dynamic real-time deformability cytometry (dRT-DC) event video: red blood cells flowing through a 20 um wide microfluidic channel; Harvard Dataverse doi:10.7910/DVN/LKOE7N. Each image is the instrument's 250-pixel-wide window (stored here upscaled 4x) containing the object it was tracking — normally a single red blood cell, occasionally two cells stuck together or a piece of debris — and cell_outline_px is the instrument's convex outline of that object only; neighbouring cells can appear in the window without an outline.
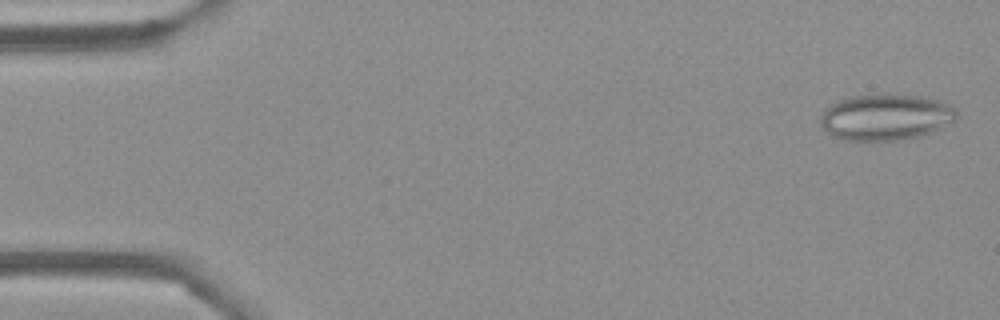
{"species": "Egyptian fruit bat (a non-hibernating species)", "species_latin": "Rousettus aegyptiacus", "temperature_condition": "cold", "stored_images_in_passage": 54, "camera_frame_rate_fps": 3000, "um_per_image_px": 0.085, "frame": {"image": 1, "passage_image": 2, "time_ms": 0.333, "image_size_px": [1000, 320], "cell_outline_px": [[960, 116], [956, 120], [932, 132], [920, 136], [896, 140], [844, 140], [832, 136], [820, 124], [820, 116], [824, 108], [828, 104], [848, 96], [884, 92], [888, 92], [924, 96], [940, 100], [952, 104], [956, 108]], "centroid_in_image_um": [75.31, 9.9], "position_along_channel_um": 9.7, "area_um2": 37.86}}
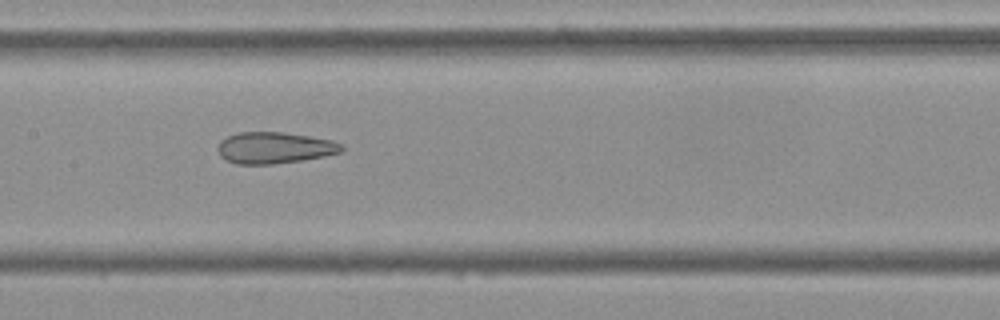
{"frame": {"image": 2, "passage_image": 26, "time_ms": 8.333, "image_size_px": [1000, 320], "cell_outline_px": [[344, 148], [340, 152], [324, 156], [300, 160], [272, 164], [236, 164], [224, 160], [220, 156], [216, 148], [220, 140], [228, 136], [240, 132], [284, 132], [332, 140], [344, 144]], "centroid_in_image_um": [23.3, 12.56], "position_along_channel_um": 184.1, "area_um2": 22.77}}
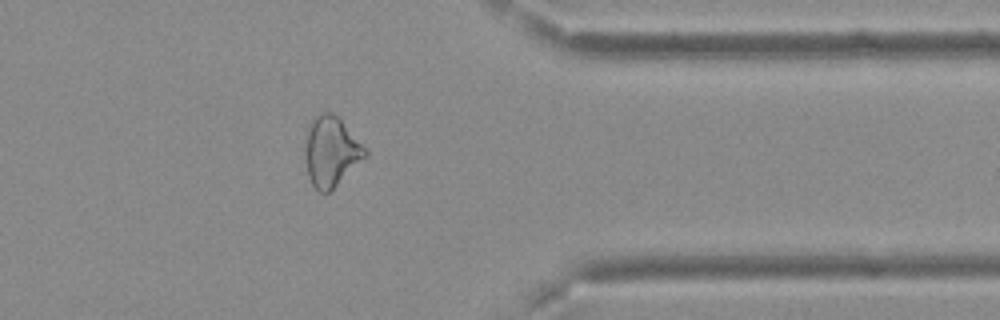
{"frame": {"image": 3, "passage_image": 43, "time_ms": 14.0, "image_size_px": [1000, 320], "cell_outline_px": [[368, 156], [328, 192], [320, 192], [312, 184], [308, 176], [304, 152], [304, 148], [308, 124], [316, 116], [324, 112], [332, 112], [340, 116], [368, 148]], "centroid_in_image_um": [28.18, 12.82], "position_along_channel_um": 383.2, "area_um2": 24.97}, "authors_computed_cell_mechanics": {"area_um2": 26.1834, "velocity_mm_per_s": 3.7363, "shape_relaxation_time_tau1_ms": null, "shape_relaxation_time_tau2_ms": 2.3272, "deformation_change_tau1": null, "deformation_change_tau2": 0.1068}}